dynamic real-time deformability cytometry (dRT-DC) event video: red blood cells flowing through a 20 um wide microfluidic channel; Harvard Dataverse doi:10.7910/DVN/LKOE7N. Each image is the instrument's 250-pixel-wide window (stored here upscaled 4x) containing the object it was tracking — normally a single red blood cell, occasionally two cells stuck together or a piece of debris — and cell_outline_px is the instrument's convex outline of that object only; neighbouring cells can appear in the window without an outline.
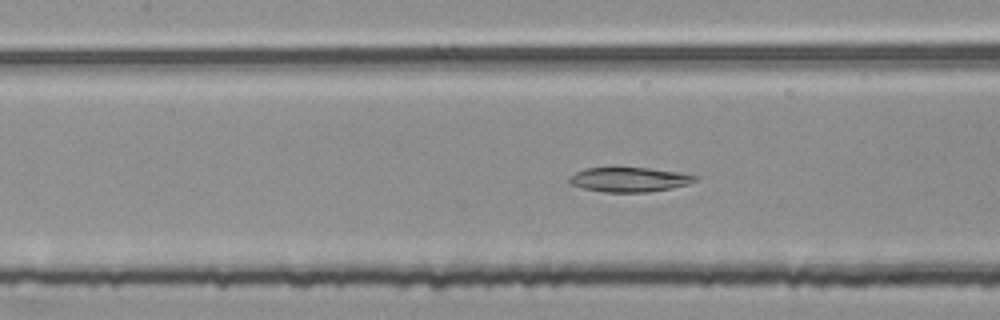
{"species": "common noctule bat (a hibernating species)", "species_latin": "Nyctalus noctula", "temperature_condition": "room temperature", "stored_images_in_passage": 47, "camera_frame_rate_fps": 3000, "um_per_image_px": 0.085, "animal": {"sex": "female", "body_mass_g": 25.1}, "frame": {"image": 1, "passage_image": 18, "time_ms": 5.667, "image_size_px": [1000, 320], "cell_outline_px": [[700, 180], [688, 184], [672, 188], [648, 192], [604, 192], [580, 188], [568, 184], [568, 176], [584, 168], [612, 164], [648, 168], [680, 172], [700, 176]], "centroid_in_image_um": [53.43, 15.21], "position_along_channel_um": 154.0, "area_um2": 19.25}}
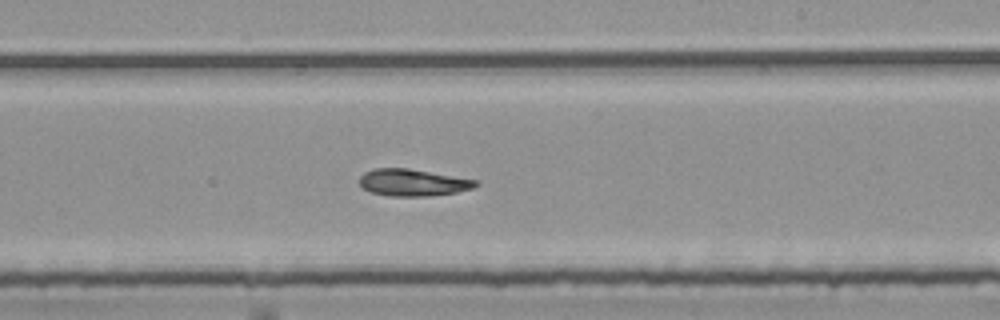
{"frame": {"image": 2, "passage_image": 26, "time_ms": 8.333, "image_size_px": [1000, 320], "cell_outline_px": [[480, 184], [472, 188], [456, 192], [428, 196], [388, 196], [372, 192], [364, 188], [360, 184], [360, 176], [364, 172], [376, 168], [408, 168], [480, 180]], "centroid_in_image_um": [35.13, 15.51], "position_along_channel_um": 253.9, "area_um2": 18.26}}
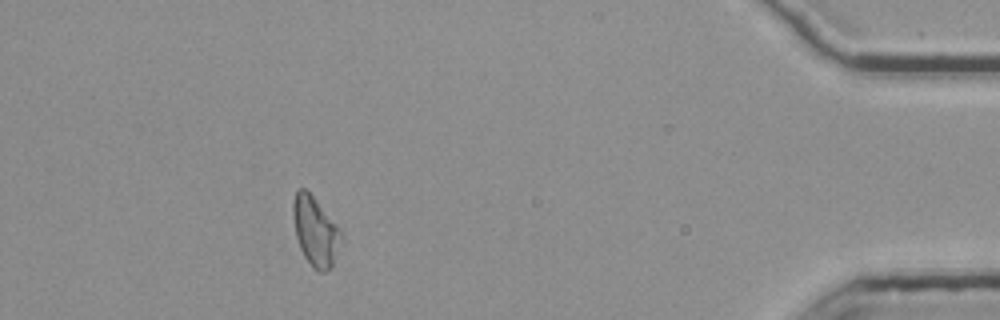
{"frame": {"image": 3, "passage_image": 43, "time_ms": 14.0, "image_size_px": [1000, 320], "cell_outline_px": [[344, 236], [332, 268], [328, 272], [316, 272], [312, 268], [304, 256], [300, 248], [296, 236], [292, 216], [292, 204], [296, 188], [304, 188], [316, 200], [340, 228]], "centroid_in_image_um": [26.82, 19.7], "position_along_channel_um": 408.4, "area_um2": 19.83}}